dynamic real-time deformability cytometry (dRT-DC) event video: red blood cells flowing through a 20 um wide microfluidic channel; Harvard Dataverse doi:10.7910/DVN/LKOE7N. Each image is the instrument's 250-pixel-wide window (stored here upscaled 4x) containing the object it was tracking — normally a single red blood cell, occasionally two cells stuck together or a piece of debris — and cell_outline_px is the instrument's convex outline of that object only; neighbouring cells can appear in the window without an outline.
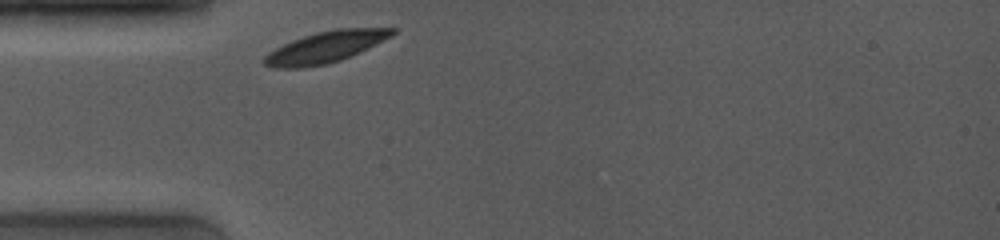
{"species": "common noctule bat (a hibernating species)", "species_latin": "Nyctalus noctula", "temperature_condition": "room temperature", "stored_images_in_passage": 1, "camera_frame_rate_fps": 4000, "um_per_image_px": 0.085, "animal": {"sex": "female", "body_mass_g": 19.0, "forearm_length_mm": 53.3}, "frame": {"image": 1, "passage_image": 1, "time_ms": 0.0, "image_size_px": [1000, 240], "cell_outline_px": [[396, 32], [392, 36], [352, 56], [340, 60], [324, 64], [304, 68], [276, 68], [264, 64], [264, 56], [268, 52], [292, 40], [316, 32], [336, 28], [396, 28]], "centroid_in_image_um": [27.68, 4.0], "position_along_channel_um": 57.3, "area_um2": 23.24}}